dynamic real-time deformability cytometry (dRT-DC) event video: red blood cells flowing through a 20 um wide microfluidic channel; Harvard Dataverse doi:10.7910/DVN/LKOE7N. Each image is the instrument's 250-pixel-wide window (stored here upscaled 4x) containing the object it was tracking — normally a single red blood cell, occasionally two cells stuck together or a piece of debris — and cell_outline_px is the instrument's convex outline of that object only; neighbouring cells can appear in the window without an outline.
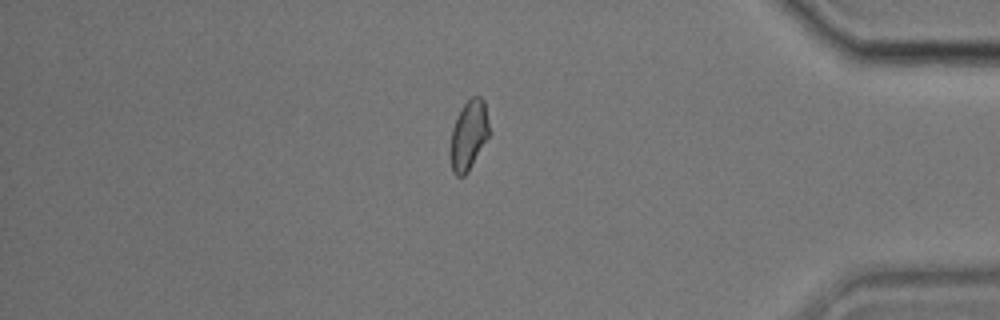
{"species": "common noctule bat (a hibernating species)", "species_latin": "Nyctalus noctula", "temperature_condition": "cold", "stored_images_in_passage": 15, "segment_of_instrument_passage": [2, 2], "camera_frame_rate_fps": 3000, "um_per_image_px": 0.085, "animal": {"sex": "male", "body_mass_g": 17.9}, "frame": {"image": 1, "passage_image": 15, "time_ms": 4.667, "image_size_px": [1000, 320], "cell_outline_px": [[488, 136], [468, 172], [464, 176], [456, 176], [452, 172], [448, 152], [448, 148], [452, 128], [456, 116], [460, 108], [472, 96], [480, 96], [484, 100], [488, 124]], "centroid_in_image_um": [39.77, 11.51], "position_along_channel_um": 395.4, "area_um2": 15.95}}